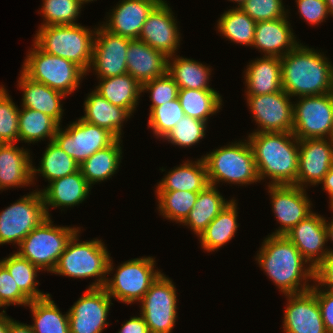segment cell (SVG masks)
Masks as SVG:
<instances>
[{
	"label": "cell",
	"instance_id": "1",
	"mask_svg": "<svg viewBox=\"0 0 333 333\" xmlns=\"http://www.w3.org/2000/svg\"><path fill=\"white\" fill-rule=\"evenodd\" d=\"M255 259L284 295L311 290L308 281L314 280V269L305 266L309 263L285 235H268Z\"/></svg>",
	"mask_w": 333,
	"mask_h": 333
},
{
	"label": "cell",
	"instance_id": "2",
	"mask_svg": "<svg viewBox=\"0 0 333 333\" xmlns=\"http://www.w3.org/2000/svg\"><path fill=\"white\" fill-rule=\"evenodd\" d=\"M251 134V135H250ZM248 136L259 180L268 185H296L299 139L292 132H253Z\"/></svg>",
	"mask_w": 333,
	"mask_h": 333
},
{
	"label": "cell",
	"instance_id": "3",
	"mask_svg": "<svg viewBox=\"0 0 333 333\" xmlns=\"http://www.w3.org/2000/svg\"><path fill=\"white\" fill-rule=\"evenodd\" d=\"M280 60L282 89L291 98L333 92V64L320 51L300 43Z\"/></svg>",
	"mask_w": 333,
	"mask_h": 333
},
{
	"label": "cell",
	"instance_id": "4",
	"mask_svg": "<svg viewBox=\"0 0 333 333\" xmlns=\"http://www.w3.org/2000/svg\"><path fill=\"white\" fill-rule=\"evenodd\" d=\"M80 231L77 230L70 238L52 273L71 278L96 277L95 282L88 288L104 287L106 275L115 269L112 257L102 240L96 238L78 242Z\"/></svg>",
	"mask_w": 333,
	"mask_h": 333
},
{
	"label": "cell",
	"instance_id": "5",
	"mask_svg": "<svg viewBox=\"0 0 333 333\" xmlns=\"http://www.w3.org/2000/svg\"><path fill=\"white\" fill-rule=\"evenodd\" d=\"M81 24L41 26L34 43L44 52L67 59L90 72L96 28Z\"/></svg>",
	"mask_w": 333,
	"mask_h": 333
},
{
	"label": "cell",
	"instance_id": "6",
	"mask_svg": "<svg viewBox=\"0 0 333 333\" xmlns=\"http://www.w3.org/2000/svg\"><path fill=\"white\" fill-rule=\"evenodd\" d=\"M210 185L220 182L249 185L260 182L252 147L247 139L211 151L203 157Z\"/></svg>",
	"mask_w": 333,
	"mask_h": 333
},
{
	"label": "cell",
	"instance_id": "7",
	"mask_svg": "<svg viewBox=\"0 0 333 333\" xmlns=\"http://www.w3.org/2000/svg\"><path fill=\"white\" fill-rule=\"evenodd\" d=\"M47 217L34 228L19 244L18 253L41 271H52L73 234L79 227L55 226Z\"/></svg>",
	"mask_w": 333,
	"mask_h": 333
},
{
	"label": "cell",
	"instance_id": "8",
	"mask_svg": "<svg viewBox=\"0 0 333 333\" xmlns=\"http://www.w3.org/2000/svg\"><path fill=\"white\" fill-rule=\"evenodd\" d=\"M28 51L22 71L32 80L40 82L63 94L70 95L87 75L75 63L42 51L35 43Z\"/></svg>",
	"mask_w": 333,
	"mask_h": 333
},
{
	"label": "cell",
	"instance_id": "9",
	"mask_svg": "<svg viewBox=\"0 0 333 333\" xmlns=\"http://www.w3.org/2000/svg\"><path fill=\"white\" fill-rule=\"evenodd\" d=\"M155 258L141 257L125 261L107 278L104 288L108 295L125 304L140 302L151 285L162 274L154 269Z\"/></svg>",
	"mask_w": 333,
	"mask_h": 333
},
{
	"label": "cell",
	"instance_id": "10",
	"mask_svg": "<svg viewBox=\"0 0 333 333\" xmlns=\"http://www.w3.org/2000/svg\"><path fill=\"white\" fill-rule=\"evenodd\" d=\"M47 218L41 191L24 195L0 212V245L19 244Z\"/></svg>",
	"mask_w": 333,
	"mask_h": 333
},
{
	"label": "cell",
	"instance_id": "11",
	"mask_svg": "<svg viewBox=\"0 0 333 333\" xmlns=\"http://www.w3.org/2000/svg\"><path fill=\"white\" fill-rule=\"evenodd\" d=\"M293 104L292 133L299 139L330 138L333 125V92L298 97Z\"/></svg>",
	"mask_w": 333,
	"mask_h": 333
},
{
	"label": "cell",
	"instance_id": "12",
	"mask_svg": "<svg viewBox=\"0 0 333 333\" xmlns=\"http://www.w3.org/2000/svg\"><path fill=\"white\" fill-rule=\"evenodd\" d=\"M140 314L150 333H171L177 317L176 287L163 273L140 301Z\"/></svg>",
	"mask_w": 333,
	"mask_h": 333
},
{
	"label": "cell",
	"instance_id": "13",
	"mask_svg": "<svg viewBox=\"0 0 333 333\" xmlns=\"http://www.w3.org/2000/svg\"><path fill=\"white\" fill-rule=\"evenodd\" d=\"M117 138L107 129L88 123L81 118L65 130L58 127L54 141L79 165L95 152L107 148Z\"/></svg>",
	"mask_w": 333,
	"mask_h": 333
},
{
	"label": "cell",
	"instance_id": "14",
	"mask_svg": "<svg viewBox=\"0 0 333 333\" xmlns=\"http://www.w3.org/2000/svg\"><path fill=\"white\" fill-rule=\"evenodd\" d=\"M247 105L258 125L253 132H292L293 103L283 89L264 95H246Z\"/></svg>",
	"mask_w": 333,
	"mask_h": 333
},
{
	"label": "cell",
	"instance_id": "15",
	"mask_svg": "<svg viewBox=\"0 0 333 333\" xmlns=\"http://www.w3.org/2000/svg\"><path fill=\"white\" fill-rule=\"evenodd\" d=\"M112 304L104 287L88 288L68 311L70 333H102Z\"/></svg>",
	"mask_w": 333,
	"mask_h": 333
},
{
	"label": "cell",
	"instance_id": "16",
	"mask_svg": "<svg viewBox=\"0 0 333 333\" xmlns=\"http://www.w3.org/2000/svg\"><path fill=\"white\" fill-rule=\"evenodd\" d=\"M132 39L113 34L102 25L96 28L91 68L98 78L127 73L126 53Z\"/></svg>",
	"mask_w": 333,
	"mask_h": 333
},
{
	"label": "cell",
	"instance_id": "17",
	"mask_svg": "<svg viewBox=\"0 0 333 333\" xmlns=\"http://www.w3.org/2000/svg\"><path fill=\"white\" fill-rule=\"evenodd\" d=\"M272 210L280 225L272 235H286L312 213L305 188L296 185H268Z\"/></svg>",
	"mask_w": 333,
	"mask_h": 333
},
{
	"label": "cell",
	"instance_id": "18",
	"mask_svg": "<svg viewBox=\"0 0 333 333\" xmlns=\"http://www.w3.org/2000/svg\"><path fill=\"white\" fill-rule=\"evenodd\" d=\"M172 9L162 0L146 19L139 40L167 57L174 56L180 47L181 34Z\"/></svg>",
	"mask_w": 333,
	"mask_h": 333
},
{
	"label": "cell",
	"instance_id": "19",
	"mask_svg": "<svg viewBox=\"0 0 333 333\" xmlns=\"http://www.w3.org/2000/svg\"><path fill=\"white\" fill-rule=\"evenodd\" d=\"M333 166V140L315 138L299 140L296 186L318 185Z\"/></svg>",
	"mask_w": 333,
	"mask_h": 333
},
{
	"label": "cell",
	"instance_id": "20",
	"mask_svg": "<svg viewBox=\"0 0 333 333\" xmlns=\"http://www.w3.org/2000/svg\"><path fill=\"white\" fill-rule=\"evenodd\" d=\"M284 312L285 333H327L316 295L311 291L286 294Z\"/></svg>",
	"mask_w": 333,
	"mask_h": 333
},
{
	"label": "cell",
	"instance_id": "21",
	"mask_svg": "<svg viewBox=\"0 0 333 333\" xmlns=\"http://www.w3.org/2000/svg\"><path fill=\"white\" fill-rule=\"evenodd\" d=\"M325 221L312 212L285 235L313 269L329 254V249H324L328 242Z\"/></svg>",
	"mask_w": 333,
	"mask_h": 333
},
{
	"label": "cell",
	"instance_id": "22",
	"mask_svg": "<svg viewBox=\"0 0 333 333\" xmlns=\"http://www.w3.org/2000/svg\"><path fill=\"white\" fill-rule=\"evenodd\" d=\"M161 1L122 0L111 9L108 20L102 26L113 34L138 39L149 14Z\"/></svg>",
	"mask_w": 333,
	"mask_h": 333
},
{
	"label": "cell",
	"instance_id": "23",
	"mask_svg": "<svg viewBox=\"0 0 333 333\" xmlns=\"http://www.w3.org/2000/svg\"><path fill=\"white\" fill-rule=\"evenodd\" d=\"M283 18L256 22L255 39L252 47L259 49L265 56L283 57L293 50L299 42L287 20Z\"/></svg>",
	"mask_w": 333,
	"mask_h": 333
},
{
	"label": "cell",
	"instance_id": "24",
	"mask_svg": "<svg viewBox=\"0 0 333 333\" xmlns=\"http://www.w3.org/2000/svg\"><path fill=\"white\" fill-rule=\"evenodd\" d=\"M127 73L141 85L167 73L168 57L139 39H132L126 53Z\"/></svg>",
	"mask_w": 333,
	"mask_h": 333
},
{
	"label": "cell",
	"instance_id": "25",
	"mask_svg": "<svg viewBox=\"0 0 333 333\" xmlns=\"http://www.w3.org/2000/svg\"><path fill=\"white\" fill-rule=\"evenodd\" d=\"M48 185L45 189L40 190L47 217H51L49 207H74L89 196L92 188L80 169L73 174L55 179Z\"/></svg>",
	"mask_w": 333,
	"mask_h": 333
},
{
	"label": "cell",
	"instance_id": "26",
	"mask_svg": "<svg viewBox=\"0 0 333 333\" xmlns=\"http://www.w3.org/2000/svg\"><path fill=\"white\" fill-rule=\"evenodd\" d=\"M26 149L14 143L0 144V190L31 185L32 159Z\"/></svg>",
	"mask_w": 333,
	"mask_h": 333
},
{
	"label": "cell",
	"instance_id": "27",
	"mask_svg": "<svg viewBox=\"0 0 333 333\" xmlns=\"http://www.w3.org/2000/svg\"><path fill=\"white\" fill-rule=\"evenodd\" d=\"M18 85L23 91L22 106L52 117L59 125L63 118L62 98L65 94L29 78L22 70Z\"/></svg>",
	"mask_w": 333,
	"mask_h": 333
},
{
	"label": "cell",
	"instance_id": "28",
	"mask_svg": "<svg viewBox=\"0 0 333 333\" xmlns=\"http://www.w3.org/2000/svg\"><path fill=\"white\" fill-rule=\"evenodd\" d=\"M249 63L244 75L246 95H264L282 90L280 57L264 55Z\"/></svg>",
	"mask_w": 333,
	"mask_h": 333
},
{
	"label": "cell",
	"instance_id": "29",
	"mask_svg": "<svg viewBox=\"0 0 333 333\" xmlns=\"http://www.w3.org/2000/svg\"><path fill=\"white\" fill-rule=\"evenodd\" d=\"M82 120L107 129L117 139H121L123 122L132 114L121 107L115 106L94 90L84 101Z\"/></svg>",
	"mask_w": 333,
	"mask_h": 333
},
{
	"label": "cell",
	"instance_id": "30",
	"mask_svg": "<svg viewBox=\"0 0 333 333\" xmlns=\"http://www.w3.org/2000/svg\"><path fill=\"white\" fill-rule=\"evenodd\" d=\"M194 162L187 160L170 170L165 178L158 182L156 191L200 192L205 189L209 185V180L203 156Z\"/></svg>",
	"mask_w": 333,
	"mask_h": 333
},
{
	"label": "cell",
	"instance_id": "31",
	"mask_svg": "<svg viewBox=\"0 0 333 333\" xmlns=\"http://www.w3.org/2000/svg\"><path fill=\"white\" fill-rule=\"evenodd\" d=\"M94 90L115 106L128 110L131 114L136 110L142 93V85L126 73L119 76L100 78Z\"/></svg>",
	"mask_w": 333,
	"mask_h": 333
},
{
	"label": "cell",
	"instance_id": "32",
	"mask_svg": "<svg viewBox=\"0 0 333 333\" xmlns=\"http://www.w3.org/2000/svg\"><path fill=\"white\" fill-rule=\"evenodd\" d=\"M216 187L209 184L199 192L192 210L181 223L188 226V228L190 227L198 237L225 206L231 202V200H225Z\"/></svg>",
	"mask_w": 333,
	"mask_h": 333
},
{
	"label": "cell",
	"instance_id": "33",
	"mask_svg": "<svg viewBox=\"0 0 333 333\" xmlns=\"http://www.w3.org/2000/svg\"><path fill=\"white\" fill-rule=\"evenodd\" d=\"M235 201V199H232L198 237L201 248L205 251L214 252L235 236L239 226L237 222V203Z\"/></svg>",
	"mask_w": 333,
	"mask_h": 333
},
{
	"label": "cell",
	"instance_id": "34",
	"mask_svg": "<svg viewBox=\"0 0 333 333\" xmlns=\"http://www.w3.org/2000/svg\"><path fill=\"white\" fill-rule=\"evenodd\" d=\"M121 139H116L110 146L95 152L79 165L82 175L92 187L96 182L112 178L122 159Z\"/></svg>",
	"mask_w": 333,
	"mask_h": 333
},
{
	"label": "cell",
	"instance_id": "35",
	"mask_svg": "<svg viewBox=\"0 0 333 333\" xmlns=\"http://www.w3.org/2000/svg\"><path fill=\"white\" fill-rule=\"evenodd\" d=\"M171 59V60H169ZM211 68L193 59L178 55L168 57L167 73L179 89H213L209 85Z\"/></svg>",
	"mask_w": 333,
	"mask_h": 333
},
{
	"label": "cell",
	"instance_id": "36",
	"mask_svg": "<svg viewBox=\"0 0 333 333\" xmlns=\"http://www.w3.org/2000/svg\"><path fill=\"white\" fill-rule=\"evenodd\" d=\"M178 99L186 116L207 122L209 116L220 112L222 96L214 89H179Z\"/></svg>",
	"mask_w": 333,
	"mask_h": 333
},
{
	"label": "cell",
	"instance_id": "37",
	"mask_svg": "<svg viewBox=\"0 0 333 333\" xmlns=\"http://www.w3.org/2000/svg\"><path fill=\"white\" fill-rule=\"evenodd\" d=\"M27 306L32 312L34 323L31 327L35 333H70L68 312L62 315L50 294L31 300Z\"/></svg>",
	"mask_w": 333,
	"mask_h": 333
},
{
	"label": "cell",
	"instance_id": "38",
	"mask_svg": "<svg viewBox=\"0 0 333 333\" xmlns=\"http://www.w3.org/2000/svg\"><path fill=\"white\" fill-rule=\"evenodd\" d=\"M19 142L36 143L49 137V141L54 140V136L59 125L52 117L33 109L22 107L19 109Z\"/></svg>",
	"mask_w": 333,
	"mask_h": 333
},
{
	"label": "cell",
	"instance_id": "39",
	"mask_svg": "<svg viewBox=\"0 0 333 333\" xmlns=\"http://www.w3.org/2000/svg\"><path fill=\"white\" fill-rule=\"evenodd\" d=\"M40 160V167L32 166V182L36 174H41L48 182L73 174L79 170V164L53 140L50 141Z\"/></svg>",
	"mask_w": 333,
	"mask_h": 333
},
{
	"label": "cell",
	"instance_id": "40",
	"mask_svg": "<svg viewBox=\"0 0 333 333\" xmlns=\"http://www.w3.org/2000/svg\"><path fill=\"white\" fill-rule=\"evenodd\" d=\"M217 28L231 42L253 45L256 22L239 7L225 11L217 22Z\"/></svg>",
	"mask_w": 333,
	"mask_h": 333
},
{
	"label": "cell",
	"instance_id": "41",
	"mask_svg": "<svg viewBox=\"0 0 333 333\" xmlns=\"http://www.w3.org/2000/svg\"><path fill=\"white\" fill-rule=\"evenodd\" d=\"M0 263L8 270L19 289L30 300L43 299L49 295V293H43L37 289L36 286L39 284L36 280L37 272L41 270L26 258L15 252L9 257L0 260Z\"/></svg>",
	"mask_w": 333,
	"mask_h": 333
},
{
	"label": "cell",
	"instance_id": "42",
	"mask_svg": "<svg viewBox=\"0 0 333 333\" xmlns=\"http://www.w3.org/2000/svg\"><path fill=\"white\" fill-rule=\"evenodd\" d=\"M155 192L159 203L157 206L160 215L180 224L189 215L199 194V192L185 190Z\"/></svg>",
	"mask_w": 333,
	"mask_h": 333
},
{
	"label": "cell",
	"instance_id": "43",
	"mask_svg": "<svg viewBox=\"0 0 333 333\" xmlns=\"http://www.w3.org/2000/svg\"><path fill=\"white\" fill-rule=\"evenodd\" d=\"M82 5L79 0H43L40 13L44 20L41 26L79 24L75 21Z\"/></svg>",
	"mask_w": 333,
	"mask_h": 333
},
{
	"label": "cell",
	"instance_id": "44",
	"mask_svg": "<svg viewBox=\"0 0 333 333\" xmlns=\"http://www.w3.org/2000/svg\"><path fill=\"white\" fill-rule=\"evenodd\" d=\"M184 115L180 101L177 98L155 107L149 113L148 128L152 129L157 138L164 139Z\"/></svg>",
	"mask_w": 333,
	"mask_h": 333
},
{
	"label": "cell",
	"instance_id": "45",
	"mask_svg": "<svg viewBox=\"0 0 333 333\" xmlns=\"http://www.w3.org/2000/svg\"><path fill=\"white\" fill-rule=\"evenodd\" d=\"M207 123L184 115L164 140L183 148L190 147L204 138Z\"/></svg>",
	"mask_w": 333,
	"mask_h": 333
},
{
	"label": "cell",
	"instance_id": "46",
	"mask_svg": "<svg viewBox=\"0 0 333 333\" xmlns=\"http://www.w3.org/2000/svg\"><path fill=\"white\" fill-rule=\"evenodd\" d=\"M7 92L5 87L0 85V144L19 141L18 116L20 108L16 107Z\"/></svg>",
	"mask_w": 333,
	"mask_h": 333
},
{
	"label": "cell",
	"instance_id": "47",
	"mask_svg": "<svg viewBox=\"0 0 333 333\" xmlns=\"http://www.w3.org/2000/svg\"><path fill=\"white\" fill-rule=\"evenodd\" d=\"M178 85L173 78L166 73L142 84V92L148 91L152 104L150 112L157 106L178 98Z\"/></svg>",
	"mask_w": 333,
	"mask_h": 333
},
{
	"label": "cell",
	"instance_id": "48",
	"mask_svg": "<svg viewBox=\"0 0 333 333\" xmlns=\"http://www.w3.org/2000/svg\"><path fill=\"white\" fill-rule=\"evenodd\" d=\"M240 9L255 22L279 19L288 14L282 0H246Z\"/></svg>",
	"mask_w": 333,
	"mask_h": 333
},
{
	"label": "cell",
	"instance_id": "49",
	"mask_svg": "<svg viewBox=\"0 0 333 333\" xmlns=\"http://www.w3.org/2000/svg\"><path fill=\"white\" fill-rule=\"evenodd\" d=\"M31 300L19 289L8 270L0 263V303L5 306H27Z\"/></svg>",
	"mask_w": 333,
	"mask_h": 333
},
{
	"label": "cell",
	"instance_id": "50",
	"mask_svg": "<svg viewBox=\"0 0 333 333\" xmlns=\"http://www.w3.org/2000/svg\"><path fill=\"white\" fill-rule=\"evenodd\" d=\"M298 12L311 25L323 22L329 14L325 0H296Z\"/></svg>",
	"mask_w": 333,
	"mask_h": 333
},
{
	"label": "cell",
	"instance_id": "51",
	"mask_svg": "<svg viewBox=\"0 0 333 333\" xmlns=\"http://www.w3.org/2000/svg\"><path fill=\"white\" fill-rule=\"evenodd\" d=\"M311 291L316 295L327 333H333V291L322 290L313 284Z\"/></svg>",
	"mask_w": 333,
	"mask_h": 333
},
{
	"label": "cell",
	"instance_id": "52",
	"mask_svg": "<svg viewBox=\"0 0 333 333\" xmlns=\"http://www.w3.org/2000/svg\"><path fill=\"white\" fill-rule=\"evenodd\" d=\"M314 283L323 289L333 291V253H329L315 268H314ZM317 282V283H316ZM323 286V287H322Z\"/></svg>",
	"mask_w": 333,
	"mask_h": 333
},
{
	"label": "cell",
	"instance_id": "53",
	"mask_svg": "<svg viewBox=\"0 0 333 333\" xmlns=\"http://www.w3.org/2000/svg\"><path fill=\"white\" fill-rule=\"evenodd\" d=\"M118 333H150L148 325L146 324L143 316L131 317L128 321L122 324Z\"/></svg>",
	"mask_w": 333,
	"mask_h": 333
},
{
	"label": "cell",
	"instance_id": "54",
	"mask_svg": "<svg viewBox=\"0 0 333 333\" xmlns=\"http://www.w3.org/2000/svg\"><path fill=\"white\" fill-rule=\"evenodd\" d=\"M322 184V189L326 190V192L329 194L330 198V208L333 207V166L329 169V171L325 174L322 181L319 183Z\"/></svg>",
	"mask_w": 333,
	"mask_h": 333
},
{
	"label": "cell",
	"instance_id": "55",
	"mask_svg": "<svg viewBox=\"0 0 333 333\" xmlns=\"http://www.w3.org/2000/svg\"><path fill=\"white\" fill-rule=\"evenodd\" d=\"M9 333H35L31 325L20 323L11 319L9 322Z\"/></svg>",
	"mask_w": 333,
	"mask_h": 333
},
{
	"label": "cell",
	"instance_id": "56",
	"mask_svg": "<svg viewBox=\"0 0 333 333\" xmlns=\"http://www.w3.org/2000/svg\"><path fill=\"white\" fill-rule=\"evenodd\" d=\"M11 319L6 315L5 310L0 313V333H9V322Z\"/></svg>",
	"mask_w": 333,
	"mask_h": 333
},
{
	"label": "cell",
	"instance_id": "57",
	"mask_svg": "<svg viewBox=\"0 0 333 333\" xmlns=\"http://www.w3.org/2000/svg\"><path fill=\"white\" fill-rule=\"evenodd\" d=\"M326 232H327V240L333 241V219L330 223L325 221ZM329 253H333L332 249H329Z\"/></svg>",
	"mask_w": 333,
	"mask_h": 333
},
{
	"label": "cell",
	"instance_id": "58",
	"mask_svg": "<svg viewBox=\"0 0 333 333\" xmlns=\"http://www.w3.org/2000/svg\"><path fill=\"white\" fill-rule=\"evenodd\" d=\"M329 15L333 16V0H325Z\"/></svg>",
	"mask_w": 333,
	"mask_h": 333
},
{
	"label": "cell",
	"instance_id": "59",
	"mask_svg": "<svg viewBox=\"0 0 333 333\" xmlns=\"http://www.w3.org/2000/svg\"><path fill=\"white\" fill-rule=\"evenodd\" d=\"M229 1L236 2L237 5L239 4L237 7L240 8L246 0H229Z\"/></svg>",
	"mask_w": 333,
	"mask_h": 333
},
{
	"label": "cell",
	"instance_id": "60",
	"mask_svg": "<svg viewBox=\"0 0 333 333\" xmlns=\"http://www.w3.org/2000/svg\"><path fill=\"white\" fill-rule=\"evenodd\" d=\"M79 1L84 5L85 3H89V2L94 1V0H79Z\"/></svg>",
	"mask_w": 333,
	"mask_h": 333
},
{
	"label": "cell",
	"instance_id": "61",
	"mask_svg": "<svg viewBox=\"0 0 333 333\" xmlns=\"http://www.w3.org/2000/svg\"><path fill=\"white\" fill-rule=\"evenodd\" d=\"M331 139L333 140V125H332V130H331Z\"/></svg>",
	"mask_w": 333,
	"mask_h": 333
}]
</instances>
